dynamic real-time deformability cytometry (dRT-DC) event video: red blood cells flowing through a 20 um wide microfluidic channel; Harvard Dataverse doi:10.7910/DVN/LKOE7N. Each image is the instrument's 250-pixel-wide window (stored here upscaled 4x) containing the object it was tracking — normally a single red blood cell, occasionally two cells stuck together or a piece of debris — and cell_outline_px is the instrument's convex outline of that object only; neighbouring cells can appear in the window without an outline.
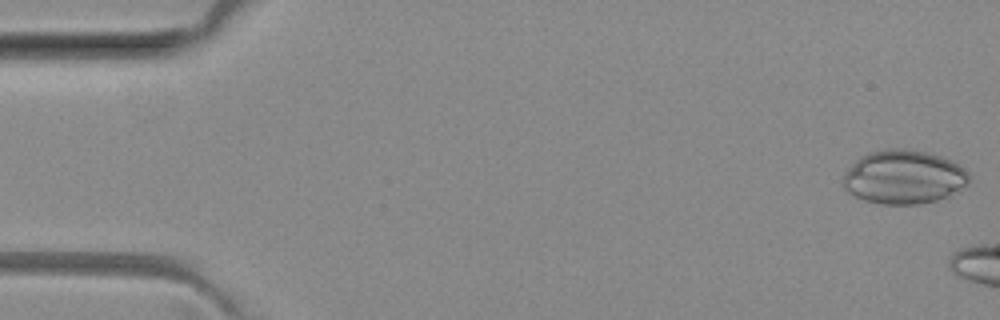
{"species": "common noctule bat (a hibernating species)", "species_latin": "Nyctalus noctula", "temperature_condition": "room temperature", "stored_images_in_passage": 11, "camera_frame_rate_fps": 3000, "um_per_image_px": 0.085, "animal": {"sex": "female", "body_mass_g": 29.2, "forearm_length_mm": 56.3}, "frame": {"image": 1, "passage_image": 1, "time_ms": 0.0, "image_size_px": [1000, 320], "cell_outline_px": [[968, 184], [948, 196], [936, 200], [920, 204], [880, 204], [864, 200], [848, 192], [844, 188], [844, 172], [860, 156], [868, 152], [888, 148], [904, 148], [928, 152], [952, 160], [960, 164], [968, 172]], "centroid_in_image_um": [76.82, 15.03], "position_along_channel_um": 8.2, "area_um2": 39.65}}